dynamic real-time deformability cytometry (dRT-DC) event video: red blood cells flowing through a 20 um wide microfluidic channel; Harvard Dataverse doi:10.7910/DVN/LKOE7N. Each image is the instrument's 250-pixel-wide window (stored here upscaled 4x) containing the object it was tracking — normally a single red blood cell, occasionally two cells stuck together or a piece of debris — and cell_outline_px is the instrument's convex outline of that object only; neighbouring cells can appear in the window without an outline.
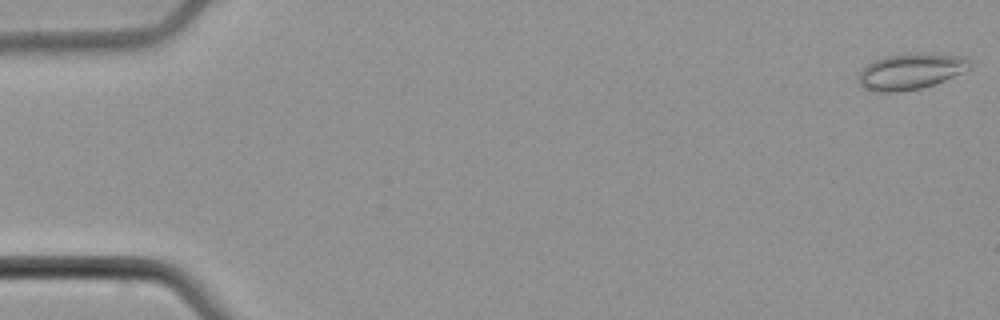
{"species": "common noctule bat (a hibernating species)", "species_latin": "Nyctalus noctula", "temperature_condition": "cold", "stored_images_in_passage": 7, "camera_frame_rate_fps": 3000, "um_per_image_px": 0.085, "animal": {"sex": "male", "body_mass_g": 21.5, "forearm_length_mm": 52.0}, "frame": {"image": 1, "passage_image": 1, "time_ms": 0.0, "image_size_px": [1000, 320], "cell_outline_px": [[968, 68], [944, 80], [920, 88], [896, 92], [880, 92], [868, 88], [860, 84], [860, 72], [868, 64], [884, 56], [916, 52], [920, 52], [964, 56], [968, 60]], "centroid_in_image_um": [77.4, 6.04], "position_along_channel_um": 7.6, "area_um2": 22.72}}